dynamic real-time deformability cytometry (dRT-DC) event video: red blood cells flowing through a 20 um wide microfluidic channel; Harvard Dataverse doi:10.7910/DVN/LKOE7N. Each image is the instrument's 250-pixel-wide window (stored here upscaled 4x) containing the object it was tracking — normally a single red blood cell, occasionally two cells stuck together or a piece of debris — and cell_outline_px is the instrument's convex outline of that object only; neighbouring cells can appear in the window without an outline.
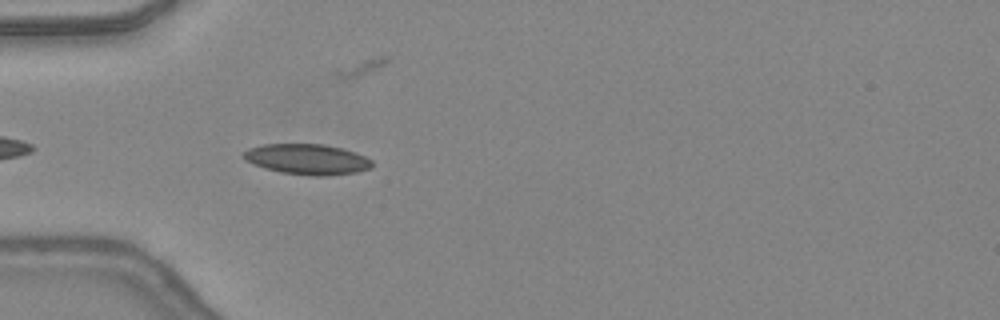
{"species": "common noctule bat (a hibernating species)", "species_latin": "Nyctalus noctula", "temperature_condition": "warm", "stored_images_in_passage": 6, "camera_frame_rate_fps": 3000, "um_per_image_px": 0.085, "animal": {"sex": "female", "body_mass_g": 24.6, "forearm_length_mm": 56.2}, "frame": {"image": 1, "passage_image": 3, "time_ms": 0.667, "image_size_px": [1000, 320], "cell_outline_px": [[372, 168], [356, 172], [324, 176], [312, 176], [280, 172], [264, 168], [252, 164], [244, 160], [240, 156], [248, 148], [264, 144], [324, 144], [340, 148], [364, 156], [372, 160]], "centroid_in_image_um": [26.06, 13.54], "position_along_channel_um": 58.9, "area_um2": 22.89}}